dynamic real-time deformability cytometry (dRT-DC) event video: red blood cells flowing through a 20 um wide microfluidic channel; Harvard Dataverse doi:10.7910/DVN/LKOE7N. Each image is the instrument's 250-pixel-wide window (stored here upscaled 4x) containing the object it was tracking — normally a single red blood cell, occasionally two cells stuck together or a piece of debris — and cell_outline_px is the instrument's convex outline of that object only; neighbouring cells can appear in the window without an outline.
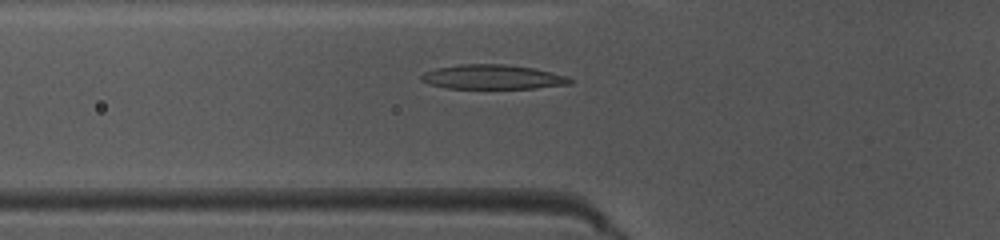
{"species": "common noctule bat (a hibernating species)", "species_latin": "Nyctalus noctula", "temperature_condition": "warm", "stored_images_in_passage": 44, "camera_frame_rate_fps": 3000, "um_per_image_px": 0.085, "animal": {"sex": "female", "body_mass_g": 10.0, "forearm_length_mm": 53.1}, "frame": {"image": 1, "passage_image": 18, "time_ms": 5.667, "image_size_px": [1000, 240], "cell_outline_px": [[572, 84], [536, 88], [444, 88], [428, 84], [420, 80], [420, 76], [424, 72], [436, 68], [460, 64], [508, 64], [532, 68], [568, 76], [572, 80]], "centroid_in_image_um": [41.85, 6.54], "position_along_channel_um": 84.0, "area_um2": 21.27}}
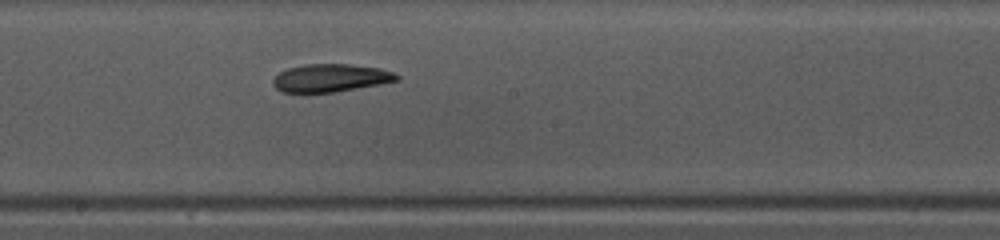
{"frame": {"image": 2, "passage_image": 28, "time_ms": 9.0, "image_size_px": [1000, 240], "cell_outline_px": [[400, 80], [380, 84], [336, 92], [280, 92], [272, 84], [272, 80], [280, 72], [288, 68], [304, 64], [352, 64], [380, 68], [392, 72], [400, 76]], "centroid_in_image_um": [28.11, 6.62], "position_along_channel_um": 220.1, "area_um2": 20.17}}
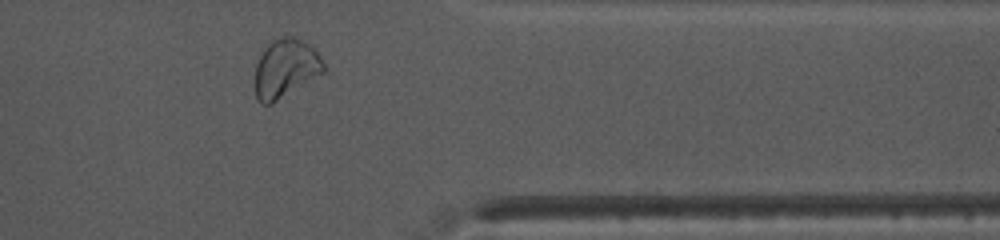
{"frame": {"image": 3, "passage_image": 41, "time_ms": 13.333, "image_size_px": [1000, 240], "cell_outline_px": [[324, 72], [276, 100], [268, 104], [264, 104], [256, 96], [256, 64], [264, 48], [272, 40], [284, 36], [292, 36], [304, 40], [316, 48], [324, 64]], "centroid_in_image_um": [24.3, 5.74], "position_along_channel_um": 387.1, "area_um2": 23.0}, "authors_computed_cell_mechanics": {"area_um2": 21.1548, "velocity_mm_per_s": 4.0557, "shape_relaxation_time_tau1_ms": 5.0049, "shape_relaxation_time_tau2_ms": 10.7833, "deformation_change_tau1": 0.1787, "deformation_change_tau2": 0.1441}}